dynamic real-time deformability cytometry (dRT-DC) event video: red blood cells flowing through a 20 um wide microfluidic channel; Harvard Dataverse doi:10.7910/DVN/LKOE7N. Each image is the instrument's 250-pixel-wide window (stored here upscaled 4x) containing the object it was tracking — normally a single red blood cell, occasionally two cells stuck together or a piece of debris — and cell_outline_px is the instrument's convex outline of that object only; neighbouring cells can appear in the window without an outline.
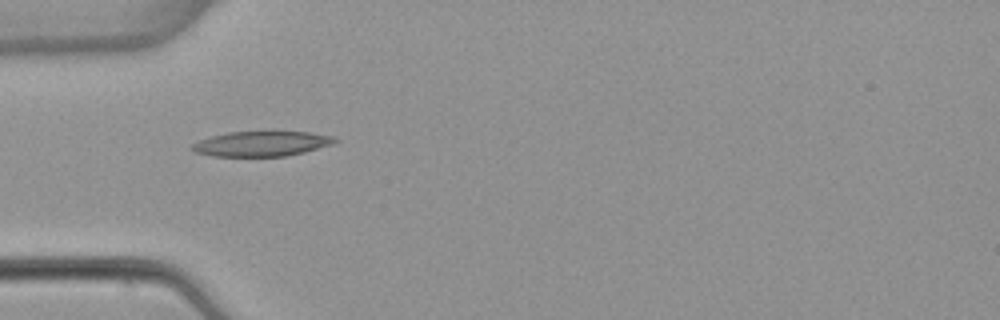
{"species": "common noctule bat (a hibernating species)", "species_latin": "Nyctalus noctula", "temperature_condition": "warm", "stored_images_in_passage": 37, "camera_frame_rate_fps": 3000, "um_per_image_px": 0.085, "animal": {"sex": "female", "body_mass_g": 22.7, "forearm_length_mm": 54.2}, "frame": {"image": 1, "passage_image": 1, "time_ms": 0.0, "image_size_px": [1000, 320], "cell_outline_px": [[340, 140], [332, 144], [304, 152], [284, 156], [212, 156], [196, 152], [188, 148], [192, 144], [200, 140], [212, 136], [228, 132], [272, 128], [308, 132], [332, 136]], "centroid_in_image_um": [22.25, 12.16], "position_along_channel_um": 62.7, "area_um2": 21.79}}
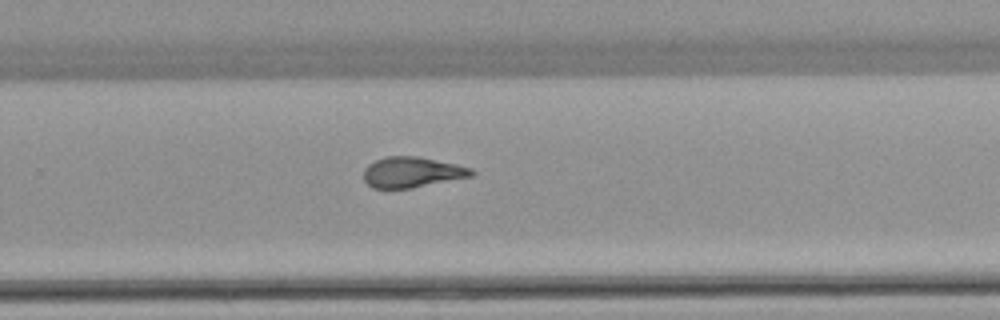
{"frame": {"image": 2, "passage_image": 19, "time_ms": 6.0, "image_size_px": [1000, 320], "cell_outline_px": [[476, 172], [472, 176], [412, 188], [372, 188], [364, 180], [364, 168], [368, 164], [376, 160], [388, 156], [416, 156], [456, 164], [472, 168]], "centroid_in_image_um": [35.02, 14.64], "position_along_channel_um": 294.8, "area_um2": 19.13}}
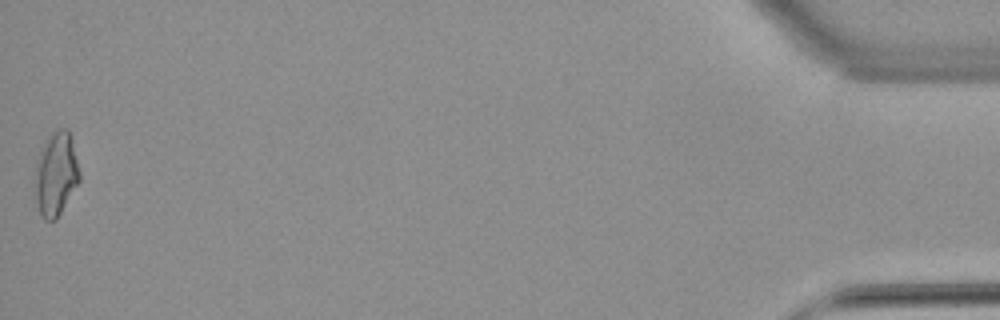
{"frame": {"image": 3, "passage_image": 37, "time_ms": 12.0, "image_size_px": [1000, 320], "cell_outline_px": [[80, 180], [56, 220], [44, 220], [40, 216], [36, 200], [36, 164], [40, 152], [48, 136], [56, 128], [68, 128], [72, 140], [80, 172]], "centroid_in_image_um": [4.77, 14.78], "position_along_channel_um": 430.4, "area_um2": 21.56}, "authors_computed_cell_mechanics": {"area_um2": 19.4786, "velocity_mm_per_s": 3.8971, "shape_relaxation_time_tau1_ms": null, "shape_relaxation_time_tau2_ms": 2.3493, "deformation_change_tau1": null, "deformation_change_tau2": 0.1101}}